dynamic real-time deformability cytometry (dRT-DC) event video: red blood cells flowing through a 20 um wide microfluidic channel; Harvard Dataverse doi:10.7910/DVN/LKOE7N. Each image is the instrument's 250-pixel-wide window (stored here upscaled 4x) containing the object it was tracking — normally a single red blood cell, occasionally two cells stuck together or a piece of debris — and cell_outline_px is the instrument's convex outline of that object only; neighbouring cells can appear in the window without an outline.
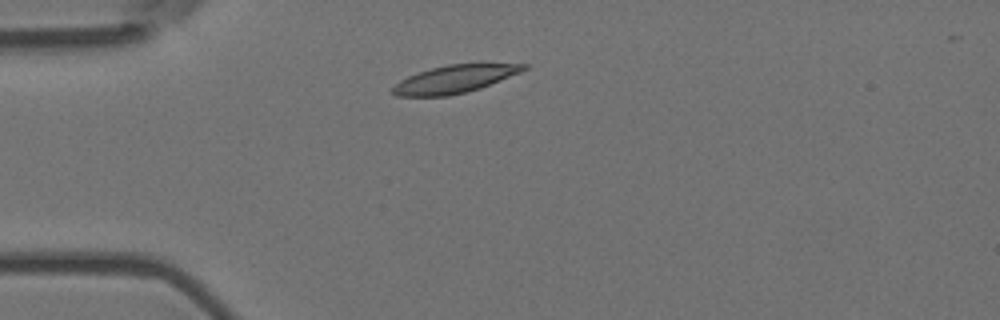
{"species": "Egyptian fruit bat (a non-hibernating species)", "species_latin": "Rousettus aegyptiacus", "temperature_condition": "room temperature", "stored_images_in_passage": 2, "camera_frame_rate_fps": 3000, "um_per_image_px": 0.085, "animal": {"sex": "female"}, "frame": {"image": 1, "passage_image": 2, "time_ms": 0.333, "image_size_px": [1000, 320], "cell_outline_px": [[528, 68], [520, 72], [480, 88], [448, 96], [396, 96], [392, 92], [392, 88], [400, 80], [408, 76], [432, 68], [448, 64], [480, 60], [528, 64]], "centroid_in_image_um": [38.75, 6.65], "position_along_channel_um": 46.2, "area_um2": 21.91}}